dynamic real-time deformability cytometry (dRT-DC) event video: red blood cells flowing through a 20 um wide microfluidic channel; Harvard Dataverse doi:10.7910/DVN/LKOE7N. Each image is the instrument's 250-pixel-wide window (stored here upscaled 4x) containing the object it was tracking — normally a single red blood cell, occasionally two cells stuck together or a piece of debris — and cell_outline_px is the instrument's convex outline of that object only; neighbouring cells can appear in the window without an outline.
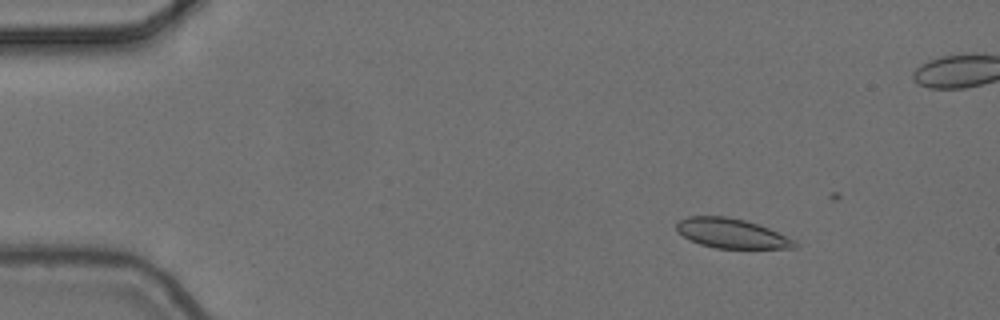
{"species": "common noctule bat (a hibernating species)", "species_latin": "Nyctalus noctula", "temperature_condition": "cold", "stored_images_in_passage": 5, "camera_frame_rate_fps": 3000, "um_per_image_px": 0.085, "animal": {"sex": "female", "body_mass_g": 24.6, "forearm_length_mm": 56.2}, "frame": {"image": 1, "passage_image": 2, "time_ms": 0.333, "image_size_px": [1000, 320], "cell_outline_px": [[800, 244], [796, 248], [716, 248], [700, 244], [684, 236], [676, 228], [676, 224], [680, 220], [688, 216], [728, 216], [744, 220], [768, 228], [796, 240]], "centroid_in_image_um": [62.22, 19.84], "position_along_channel_um": 22.8, "area_um2": 20.23}}